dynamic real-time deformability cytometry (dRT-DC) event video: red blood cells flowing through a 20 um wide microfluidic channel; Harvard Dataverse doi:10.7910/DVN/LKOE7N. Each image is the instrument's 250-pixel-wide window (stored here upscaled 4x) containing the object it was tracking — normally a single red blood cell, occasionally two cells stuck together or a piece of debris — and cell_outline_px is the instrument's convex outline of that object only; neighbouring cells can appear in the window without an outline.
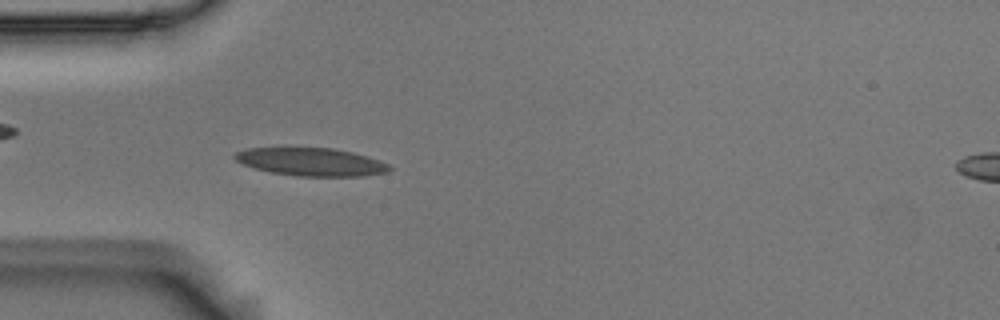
{"species": "Egyptian fruit bat (a non-hibernating species)", "species_latin": "Rousettus aegyptiacus", "temperature_condition": "room temperature", "stored_images_in_passage": 54, "camera_frame_rate_fps": 3000, "um_per_image_px": 0.085, "animal": {"sex": "male"}, "frame": {"image": 1, "passage_image": 15, "time_ms": 4.667, "image_size_px": [1000, 320], "cell_outline_px": [[392, 168], [388, 172], [364, 176], [296, 176], [272, 172], [252, 168], [236, 160], [232, 156], [236, 152], [248, 148], [288, 144], [332, 148], [352, 152], [368, 156], [380, 160], [388, 164]], "centroid_in_image_um": [26.38, 13.7], "position_along_channel_um": 58.6, "area_um2": 26.41}}
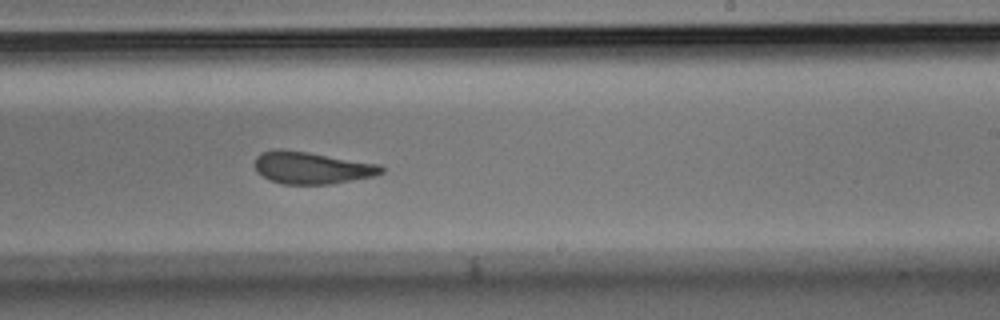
{"frame": {"image": 2, "passage_image": 32, "time_ms": 10.333, "image_size_px": [1000, 320], "cell_outline_px": [[384, 172], [376, 176], [328, 184], [280, 184], [256, 172], [256, 156], [260, 152], [276, 148], [280, 148], [308, 152], [380, 164], [384, 168]], "centroid_in_image_um": [26.5, 14.25], "position_along_channel_um": 262.5, "area_um2": 23.76}}
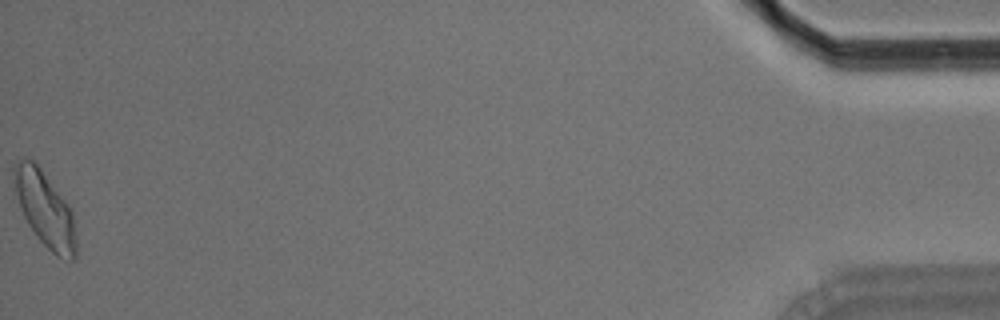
{"frame": {"image": 3, "passage_image": 54, "time_ms": 17.667, "image_size_px": [1000, 320], "cell_outline_px": [[76, 260], [68, 260], [56, 256], [36, 236], [28, 224], [20, 208], [16, 192], [12, 168], [16, 160], [24, 156], [32, 160], [40, 168], [72, 208], [76, 240]], "centroid_in_image_um": [3.83, 17.77], "position_along_channel_um": 431.4, "area_um2": 27.28}, "authors_computed_cell_mechanics": {"area_um2": 24.3916, "velocity_mm_per_s": 3.6403, "shape_relaxation_time_tau1_ms": 7.3886, "shape_relaxation_time_tau2_ms": 1.7577, "deformation_change_tau1": 0.1716, "deformation_change_tau2": 0.0829}}